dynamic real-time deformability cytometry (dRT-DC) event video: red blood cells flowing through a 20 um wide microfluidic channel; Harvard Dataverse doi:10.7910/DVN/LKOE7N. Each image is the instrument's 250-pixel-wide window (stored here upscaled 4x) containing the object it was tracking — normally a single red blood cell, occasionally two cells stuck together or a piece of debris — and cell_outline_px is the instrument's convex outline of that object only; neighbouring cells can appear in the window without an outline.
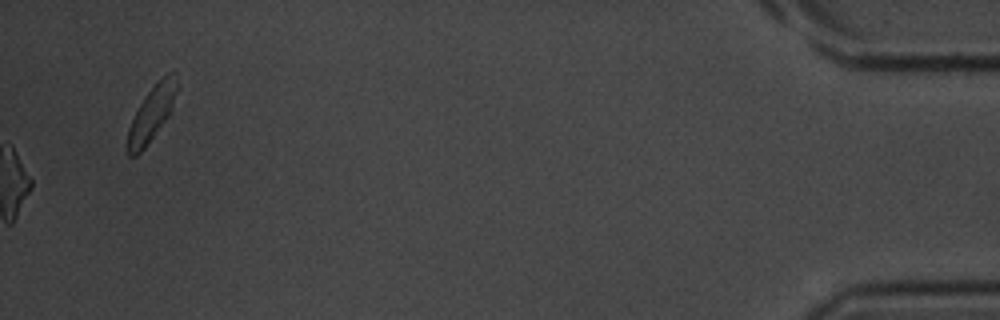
{"species": "common noctule bat (a hibernating species)", "species_latin": "Nyctalus noctula", "temperature_condition": "room temperature", "stored_images_in_passage": 28, "camera_frame_rate_fps": 3000, "um_per_image_px": 0.085, "animal": {"sex": "male", "body_mass_g": 20.1, "forearm_length_mm": 53.5}, "frame": {"image": 1, "passage_image": 28, "time_ms": 9.0, "image_size_px": [1000, 320], "cell_outline_px": [[176, 88], [172, 108], [168, 116], [148, 144], [136, 156], [128, 156], [128, 128], [140, 104], [148, 92], [168, 72], [176, 72]], "centroid_in_image_um": [12.89, 9.68], "position_along_channel_um": 422.3, "area_um2": 15.14}}